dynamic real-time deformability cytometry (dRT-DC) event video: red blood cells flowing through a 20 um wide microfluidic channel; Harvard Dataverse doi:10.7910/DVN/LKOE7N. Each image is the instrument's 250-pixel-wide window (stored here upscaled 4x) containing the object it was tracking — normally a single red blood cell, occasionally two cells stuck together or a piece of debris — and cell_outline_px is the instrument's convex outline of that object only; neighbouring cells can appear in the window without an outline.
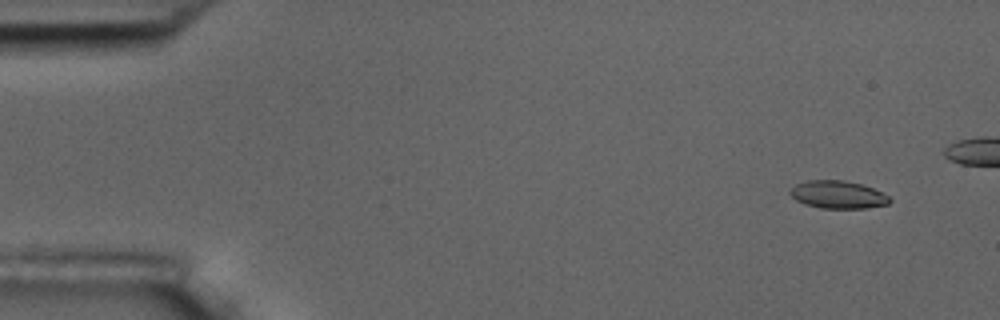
{"species": "common noctule bat (a hibernating species)", "species_latin": "Nyctalus noctula", "temperature_condition": "room temperature", "stored_images_in_passage": 8, "camera_frame_rate_fps": 3000, "um_per_image_px": 0.085, "animal": {"sex": "male", "body_mass_g": 17.5, "forearm_length_mm": 52.3}, "frame": {"image": 1, "passage_image": 2, "time_ms": 1.0, "image_size_px": [1000, 320], "cell_outline_px": [[892, 200], [888, 204], [868, 208], [820, 208], [804, 204], [796, 200], [788, 192], [796, 184], [808, 180], [844, 180], [860, 184], [872, 188], [888, 196]], "centroid_in_image_um": [71.21, 16.55], "position_along_channel_um": 13.8, "area_um2": 16.01}}